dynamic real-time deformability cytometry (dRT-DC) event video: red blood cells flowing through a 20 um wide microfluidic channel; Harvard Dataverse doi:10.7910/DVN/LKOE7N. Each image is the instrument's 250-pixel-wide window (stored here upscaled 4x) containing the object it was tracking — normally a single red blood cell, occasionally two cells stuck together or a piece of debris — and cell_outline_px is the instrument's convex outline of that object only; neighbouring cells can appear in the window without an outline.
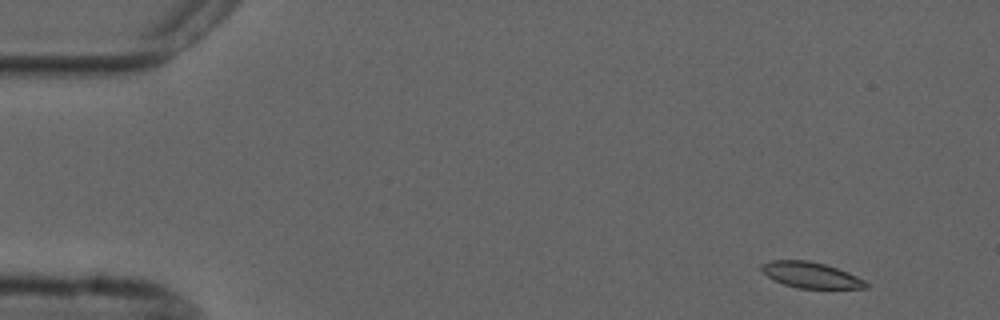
{"species": "common noctule bat (a hibernating species)", "species_latin": "Nyctalus noctula", "temperature_condition": "cold", "stored_images_in_passage": 4, "camera_frame_rate_fps": 3000, "um_per_image_px": 0.085, "animal": {"sex": "male", "forearm_length_mm": 52.5}, "frame": {"image": 1, "passage_image": 1, "time_ms": 0.0, "image_size_px": [1000, 320], "cell_outline_px": [[868, 288], [800, 288], [784, 284], [768, 276], [756, 268], [760, 264], [772, 260], [808, 260], [824, 264], [848, 272], [864, 280], [868, 284]], "centroid_in_image_um": [68.87, 23.36], "position_along_channel_um": 16.1, "area_um2": 15.66}}
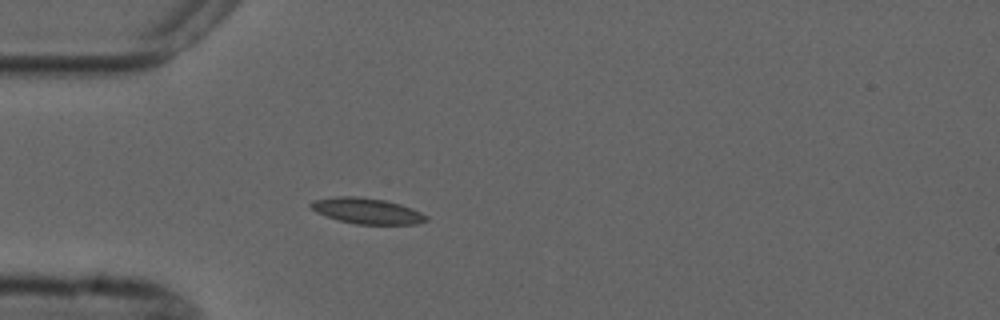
{"frame": {"image": 2, "passage_image": 4, "time_ms": 3.667, "image_size_px": [1000, 320], "cell_outline_px": [[428, 220], [416, 224], [356, 224], [340, 220], [316, 212], [308, 204], [312, 200], [332, 196], [356, 196], [384, 200], [400, 204], [420, 212], [428, 216]], "centroid_in_image_um": [31.17, 17.91], "position_along_channel_um": 53.8, "area_um2": 17.22}}